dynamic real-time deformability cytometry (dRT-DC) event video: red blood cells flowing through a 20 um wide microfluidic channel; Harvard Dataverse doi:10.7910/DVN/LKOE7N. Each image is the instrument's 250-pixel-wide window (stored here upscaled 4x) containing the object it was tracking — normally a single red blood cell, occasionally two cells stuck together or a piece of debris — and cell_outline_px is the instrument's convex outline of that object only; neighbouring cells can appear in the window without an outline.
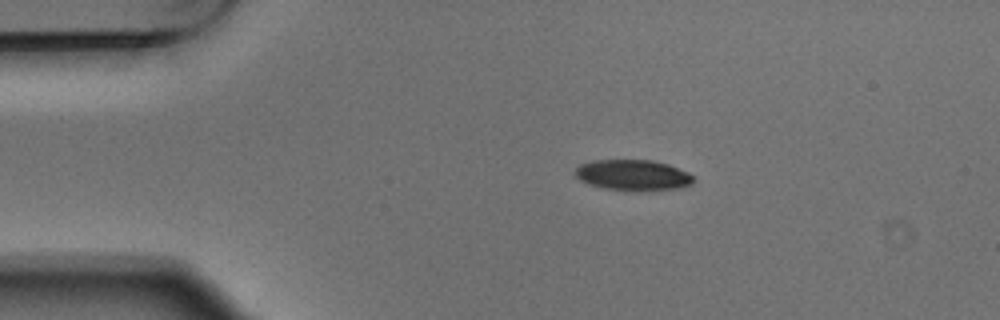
{"species": "Egyptian fruit bat (a non-hibernating species)", "species_latin": "Rousettus aegyptiacus", "temperature_condition": "warm", "stored_images_in_passage": 4, "camera_frame_rate_fps": 3000, "um_per_image_px": 0.085, "animal": {"sex": "male"}, "frame": {"image": 1, "passage_image": 2, "time_ms": 0.333, "image_size_px": [1000, 320], "cell_outline_px": [[696, 180], [692, 184], [684, 188], [636, 192], [600, 188], [588, 184], [580, 180], [572, 172], [580, 164], [592, 160], [652, 160], [668, 164], [688, 172], [696, 176]], "centroid_in_image_um": [53.83, 14.91], "position_along_channel_um": 31.2, "area_um2": 21.96}}
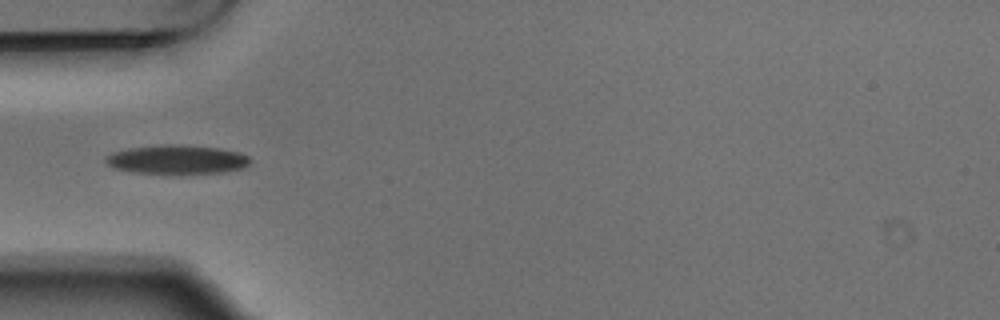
{"frame": {"image": 2, "passage_image": 4, "time_ms": 1.0, "image_size_px": [1000, 320], "cell_outline_px": [[248, 164], [244, 168], [220, 172], [180, 176], [172, 176], [132, 172], [112, 168], [104, 164], [104, 156], [112, 152], [132, 148], [164, 144], [180, 144], [220, 148], [240, 152], [248, 156]], "centroid_in_image_um": [14.98, 13.6], "position_along_channel_um": 70.0, "area_um2": 25.43}}